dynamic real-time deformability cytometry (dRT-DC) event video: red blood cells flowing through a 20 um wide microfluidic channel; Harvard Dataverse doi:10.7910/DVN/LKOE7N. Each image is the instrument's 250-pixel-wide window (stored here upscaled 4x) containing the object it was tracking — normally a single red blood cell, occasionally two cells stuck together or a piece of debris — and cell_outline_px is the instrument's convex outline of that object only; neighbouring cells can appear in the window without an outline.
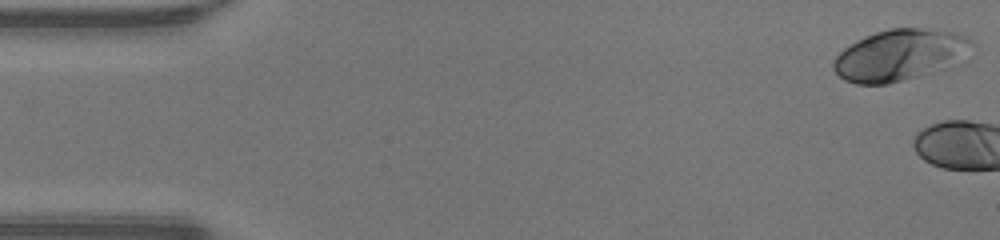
{"species": "human", "species_latin": "Homo sapiens", "temperature_condition": "warm", "stored_images_in_passage": 4, "camera_frame_rate_fps": 3000, "um_per_image_px": 0.085, "donor": {"sex": "male"}, "frame": {"image": 1, "passage_image": 1, "time_ms": 0.0, "image_size_px": [1000, 240], "cell_outline_px": [[976, 44], [964, 64], [888, 84], [856, 84], [844, 80], [832, 68], [832, 60], [844, 48], [856, 40], [876, 32], [888, 28], [920, 28], [956, 32], [968, 36]], "centroid_in_image_um": [76.6, 4.68], "position_along_channel_um": 8.4, "area_um2": 42.43}}